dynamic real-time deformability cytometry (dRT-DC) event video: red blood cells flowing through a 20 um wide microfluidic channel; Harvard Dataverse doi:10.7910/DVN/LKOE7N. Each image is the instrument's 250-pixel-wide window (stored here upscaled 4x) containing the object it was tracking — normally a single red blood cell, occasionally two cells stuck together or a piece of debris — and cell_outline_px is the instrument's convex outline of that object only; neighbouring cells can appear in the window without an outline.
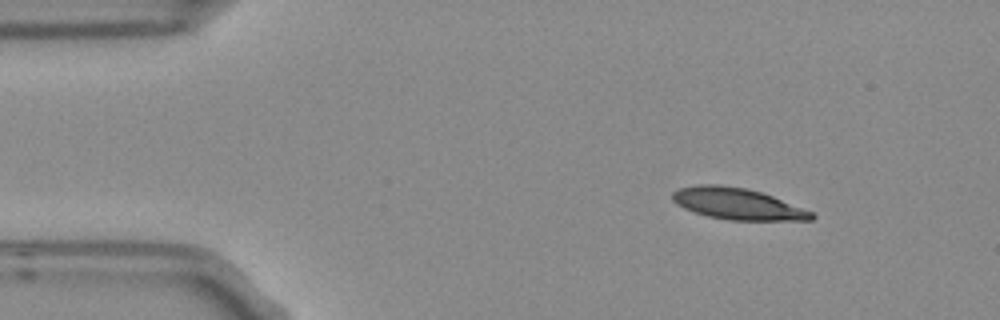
{"species": "Egyptian fruit bat (a non-hibernating species)", "species_latin": "Rousettus aegyptiacus", "temperature_condition": "room temperature", "stored_images_in_passage": 5, "camera_frame_rate_fps": 3000, "um_per_image_px": 0.085, "frame": {"image": 1, "passage_image": 1, "time_ms": 0.0, "image_size_px": [1000, 320], "cell_outline_px": [[816, 216], [812, 220], [732, 220], [708, 216], [684, 208], [676, 204], [672, 200], [672, 192], [680, 188], [700, 184], [720, 184], [748, 188], [772, 196], [812, 212]], "centroid_in_image_um": [62.66, 17.31], "position_along_channel_um": 22.3, "area_um2": 25.26}}
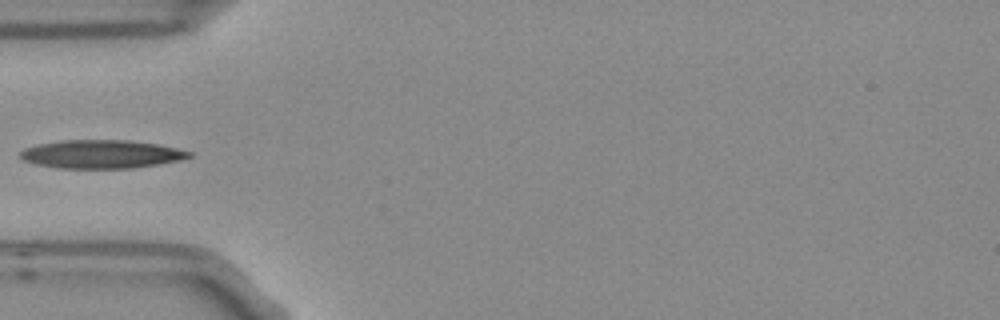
{"frame": {"image": 2, "passage_image": 3, "time_ms": 0.667, "image_size_px": [1000, 320], "cell_outline_px": [[192, 156], [180, 160], [132, 168], [60, 168], [36, 164], [24, 160], [20, 156], [20, 152], [24, 148], [36, 144], [60, 140], [128, 140], [156, 144], [176, 148], [192, 152]], "centroid_in_image_um": [8.59, 13.09], "position_along_channel_um": 76.4, "area_um2": 27.8}}